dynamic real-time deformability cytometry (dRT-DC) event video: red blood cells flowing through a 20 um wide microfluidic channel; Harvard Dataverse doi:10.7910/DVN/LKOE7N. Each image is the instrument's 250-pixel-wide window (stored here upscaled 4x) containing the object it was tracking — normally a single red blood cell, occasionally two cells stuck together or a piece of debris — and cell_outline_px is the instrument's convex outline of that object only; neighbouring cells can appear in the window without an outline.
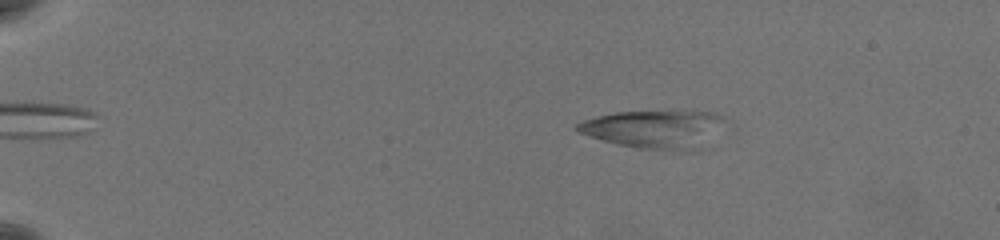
{"species": "common noctule bat (a hibernating species)", "species_latin": "Nyctalus noctula", "temperature_condition": "warm", "stored_images_in_passage": 33, "camera_frame_rate_fps": 3000, "um_per_image_px": 0.085, "animal": {"sex": "female", "body_mass_g": 19.5, "forearm_length_mm": 54.1}, "frame": {"image": 1, "passage_image": 13, "time_ms": 4.0, "image_size_px": [1000, 240], "cell_outline_px": [[720, 116], [672, 148], [636, 148], [616, 144], [580, 132], [572, 128], [576, 124], [584, 120], [616, 112], [680, 108], [684, 108], [712, 112]], "centroid_in_image_um": [55.01, 10.79], "position_along_channel_um": 30.0, "area_um2": 28.44}}
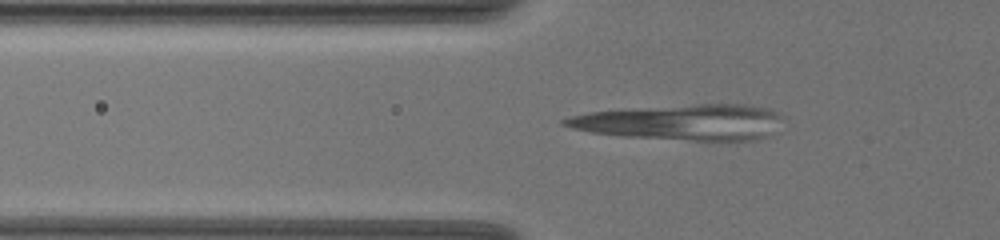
{"frame": {"image": 2, "passage_image": 25, "time_ms": 8.0, "image_size_px": [1000, 240], "cell_outline_px": [[784, 116], [768, 136], [756, 140], [692, 140], [624, 136], [592, 132], [572, 128], [560, 124], [560, 120], [572, 116], [592, 112], [696, 104], [744, 104], [768, 108]], "centroid_in_image_um": [57.99, 10.39], "position_along_channel_um": 67.8, "area_um2": 44.51}}